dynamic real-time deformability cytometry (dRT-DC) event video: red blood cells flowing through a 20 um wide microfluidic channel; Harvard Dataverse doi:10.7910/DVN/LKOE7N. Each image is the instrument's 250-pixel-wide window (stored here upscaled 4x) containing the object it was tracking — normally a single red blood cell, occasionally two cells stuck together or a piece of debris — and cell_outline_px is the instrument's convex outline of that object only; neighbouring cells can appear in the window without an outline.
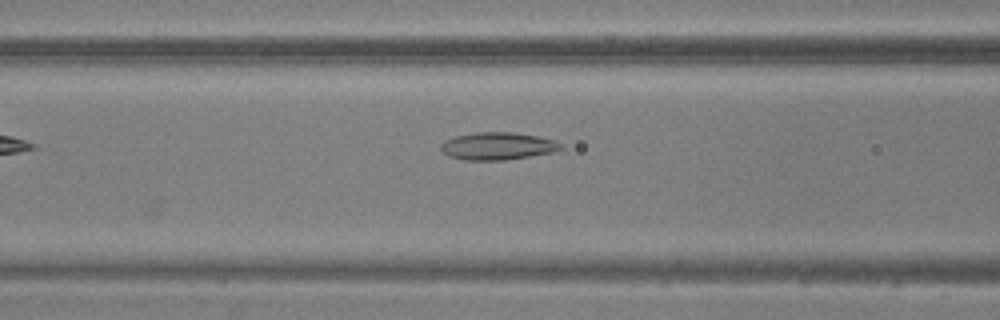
{"species": "common noctule bat (a hibernating species)", "species_latin": "Nyctalus noctula", "temperature_condition": "warm", "stored_images_in_passage": 9, "camera_frame_rate_fps": 3000, "um_per_image_px": 0.085, "animal": {"sex": "male", "body_mass_g": 20.5, "forearm_length_mm": 52.5}, "frame": {"image": 1, "passage_image": 7, "time_ms": 2.0, "image_size_px": [1000, 320], "cell_outline_px": [[564, 148], [552, 152], [504, 160], [464, 160], [448, 156], [440, 148], [440, 144], [444, 140], [456, 136], [476, 132], [512, 132], [536, 136], [552, 140], [564, 144]], "centroid_in_image_um": [42.27, 12.41], "position_along_channel_um": 124.3, "area_um2": 19.13}}